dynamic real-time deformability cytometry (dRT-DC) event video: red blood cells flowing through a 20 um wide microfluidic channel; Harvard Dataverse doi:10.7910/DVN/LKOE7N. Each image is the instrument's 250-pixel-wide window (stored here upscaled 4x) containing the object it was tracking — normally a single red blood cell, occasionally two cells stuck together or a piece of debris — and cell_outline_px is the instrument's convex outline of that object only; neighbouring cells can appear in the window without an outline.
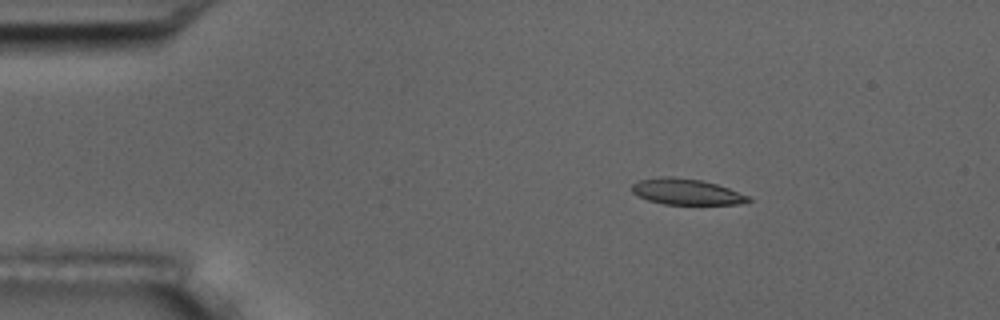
{"species": "common noctule bat (a hibernating species)", "species_latin": "Nyctalus noctula", "temperature_condition": "room temperature", "stored_images_in_passage": 3, "camera_frame_rate_fps": 3000, "um_per_image_px": 0.085, "animal": {"sex": "male", "body_mass_g": 17.5, "forearm_length_mm": 52.3}, "frame": {"image": 1, "passage_image": 1, "time_ms": 0.0, "image_size_px": [1000, 320], "cell_outline_px": [[752, 200], [748, 204], [664, 204], [648, 200], [632, 192], [632, 184], [640, 180], [660, 176], [672, 176], [700, 180], [716, 184], [728, 188], [748, 196]], "centroid_in_image_um": [58.36, 16.3], "position_along_channel_um": 26.6, "area_um2": 17.51}}